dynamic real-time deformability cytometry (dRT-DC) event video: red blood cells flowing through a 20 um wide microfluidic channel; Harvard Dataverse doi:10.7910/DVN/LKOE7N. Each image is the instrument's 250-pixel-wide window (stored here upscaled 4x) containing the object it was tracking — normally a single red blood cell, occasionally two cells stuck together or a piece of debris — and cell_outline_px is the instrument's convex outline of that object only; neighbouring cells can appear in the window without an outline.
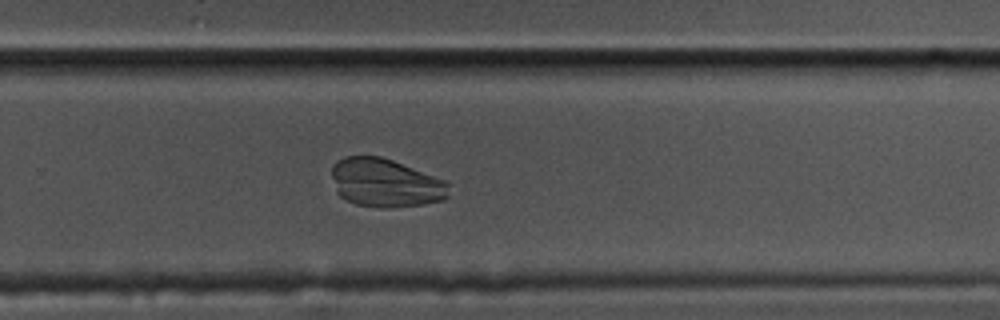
{"species": "common noctule bat (a hibernating species)", "species_latin": "Nyctalus noctula", "temperature_condition": "cold", "stored_images_in_passage": 58, "camera_frame_rate_fps": 3000, "um_per_image_px": 0.085, "animal": {"sex": "male", "body_mass_g": 17.5, "forearm_length_mm": 52.3}, "frame": {"image": 1, "passage_image": 38, "time_ms": 12.333, "image_size_px": [1000, 320], "cell_outline_px": [[448, 196], [444, 200], [420, 204], [388, 208], [384, 208], [356, 204], [340, 196], [336, 192], [332, 176], [332, 164], [336, 160], [344, 156], [380, 156], [392, 160], [448, 180]], "centroid_in_image_um": [32.76, 15.53], "position_along_channel_um": 297.0, "area_um2": 33.23}}